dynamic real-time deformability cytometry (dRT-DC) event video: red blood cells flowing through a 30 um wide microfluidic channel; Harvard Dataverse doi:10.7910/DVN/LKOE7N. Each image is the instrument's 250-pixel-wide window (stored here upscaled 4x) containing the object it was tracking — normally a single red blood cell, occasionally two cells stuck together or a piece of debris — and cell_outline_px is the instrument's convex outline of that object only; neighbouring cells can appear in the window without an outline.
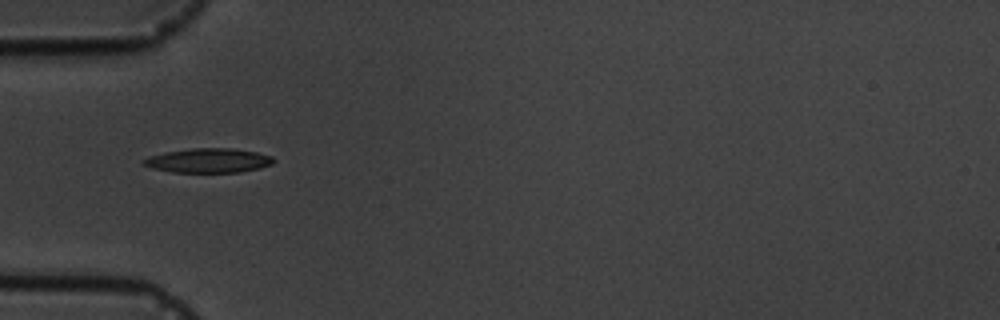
{"species": "common noctule bat (a hibernating species)", "species_latin": "Nyctalus noctula", "temperature_condition": "cold", "stored_images_in_passage": 11, "camera_frame_rate_fps": 3000, "um_per_image_px": 0.085, "animal": {"sex": "male", "body_mass_g": 19.5, "forearm_length_mm": 54.6}, "frame": {"image": 1, "passage_image": 5, "time_ms": 4.667, "image_size_px": [1000, 320], "cell_outline_px": [[276, 160], [272, 164], [260, 168], [240, 172], [172, 172], [152, 168], [144, 164], [140, 160], [148, 156], [164, 152], [192, 148], [232, 148], [256, 152], [272, 156]], "centroid_in_image_um": [17.71, 13.64], "position_along_channel_um": 67.3, "area_um2": 18.55}}
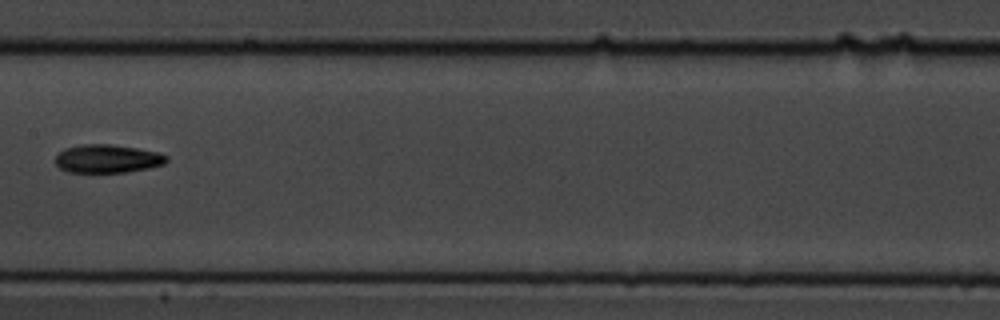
{"frame": {"image": 2, "passage_image": 8, "time_ms": 8.333, "image_size_px": [1000, 320], "cell_outline_px": [[168, 160], [164, 164], [148, 168], [124, 172], [68, 172], [60, 168], [56, 164], [56, 156], [64, 148], [84, 144], [112, 144], [160, 152], [168, 156]], "centroid_in_image_um": [9.15, 13.48], "position_along_channel_um": 198.2, "area_um2": 18.32}}
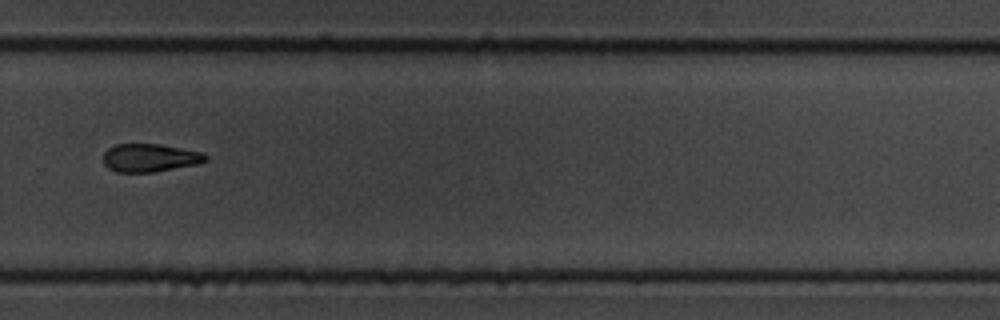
{"frame": {"image": 3, "passage_image": 11, "time_ms": 11.667, "image_size_px": [1000, 320], "cell_outline_px": [[208, 160], [196, 164], [152, 172], [116, 172], [108, 168], [104, 164], [104, 152], [108, 148], [116, 144], [160, 144], [200, 152], [208, 156]], "centroid_in_image_um": [12.71, 13.41], "position_along_channel_um": 317.1, "area_um2": 16.59}}